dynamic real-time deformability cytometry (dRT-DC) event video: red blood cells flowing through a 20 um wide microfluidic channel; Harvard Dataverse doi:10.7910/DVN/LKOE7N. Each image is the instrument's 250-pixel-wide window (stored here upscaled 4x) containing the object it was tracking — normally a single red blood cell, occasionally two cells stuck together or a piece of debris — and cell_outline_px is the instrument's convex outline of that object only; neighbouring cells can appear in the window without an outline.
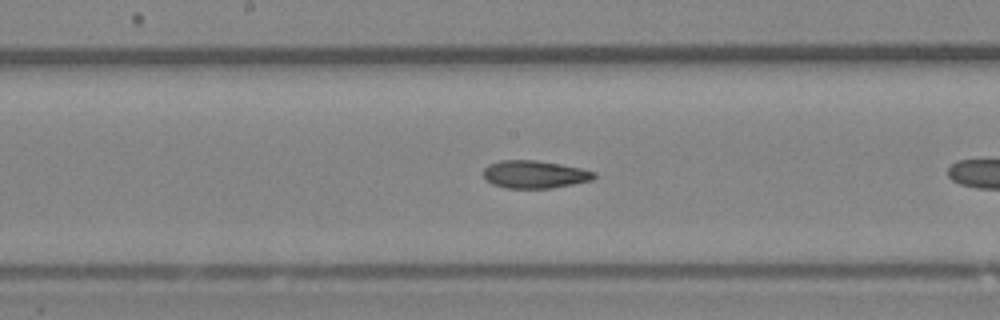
{"species": "Egyptian fruit bat (a non-hibernating species)", "species_latin": "Rousettus aegyptiacus", "temperature_condition": "room temperature", "stored_images_in_passage": 16, "camera_frame_rate_fps": 3000, "um_per_image_px": 0.085, "animal": {"sex": "female"}, "frame": {"image": 1, "passage_image": 12, "time_ms": 3.667, "image_size_px": [1000, 320], "cell_outline_px": [[596, 176], [592, 180], [552, 188], [504, 188], [492, 184], [484, 176], [484, 168], [488, 164], [500, 160], [536, 160], [560, 164], [580, 168], [596, 172]], "centroid_in_image_um": [45.43, 14.82], "position_along_channel_um": 202.8, "area_um2": 17.86}}